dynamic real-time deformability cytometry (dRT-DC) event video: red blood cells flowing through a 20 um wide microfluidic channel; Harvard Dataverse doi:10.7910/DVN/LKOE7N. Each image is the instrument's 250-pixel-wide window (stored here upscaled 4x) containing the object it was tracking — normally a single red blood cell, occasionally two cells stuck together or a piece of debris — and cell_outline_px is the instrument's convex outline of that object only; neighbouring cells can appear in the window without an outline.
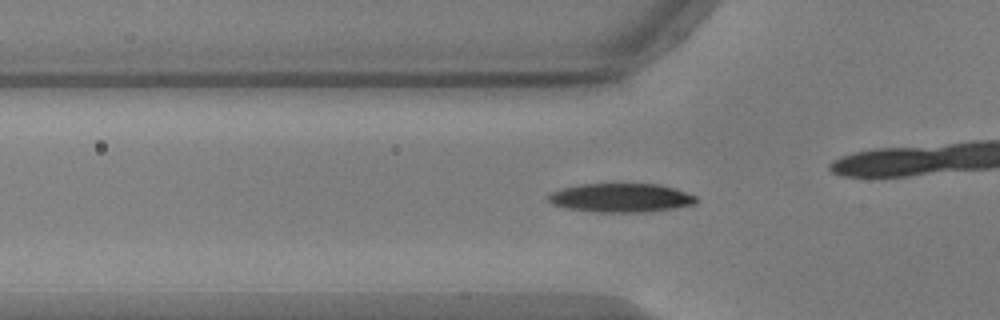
{"species": "common noctule bat (a hibernating species)", "species_latin": "Nyctalus noctula", "temperature_condition": "warm", "stored_images_in_passage": 30, "camera_frame_rate_fps": 3000, "um_per_image_px": 0.085, "animal": {"sex": "male", "body_mass_g": 17.9, "forearm_length_mm": 54.2}, "frame": {"image": 1, "passage_image": 4, "time_ms": 1.0, "image_size_px": [1000, 320], "cell_outline_px": [[696, 204], [672, 208], [644, 212], [600, 212], [568, 208], [552, 204], [544, 196], [548, 192], [560, 188], [580, 184], [660, 184], [696, 196]], "centroid_in_image_um": [52.69, 16.8], "position_along_channel_um": 73.1, "area_um2": 24.8}}
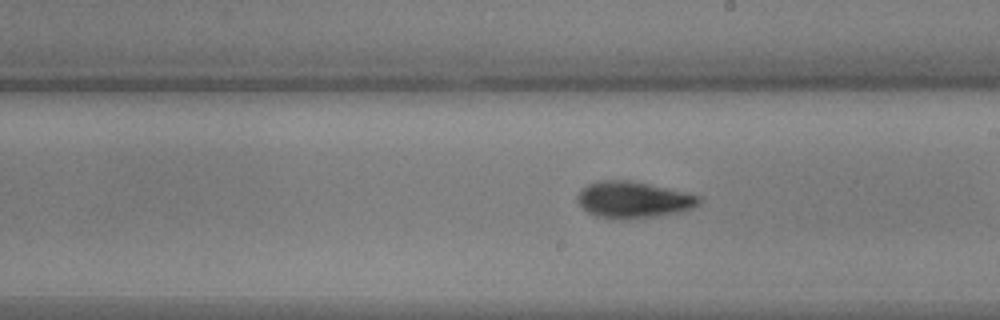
{"frame": {"image": 2, "passage_image": 17, "time_ms": 5.333, "image_size_px": [1000, 320], "cell_outline_px": [[700, 204], [692, 208], [676, 212], [652, 216], [596, 216], [588, 212], [580, 204], [576, 196], [588, 184], [600, 180], [632, 180], [700, 196]], "centroid_in_image_um": [53.83, 16.92], "position_along_channel_um": 235.2, "area_um2": 24.62}}
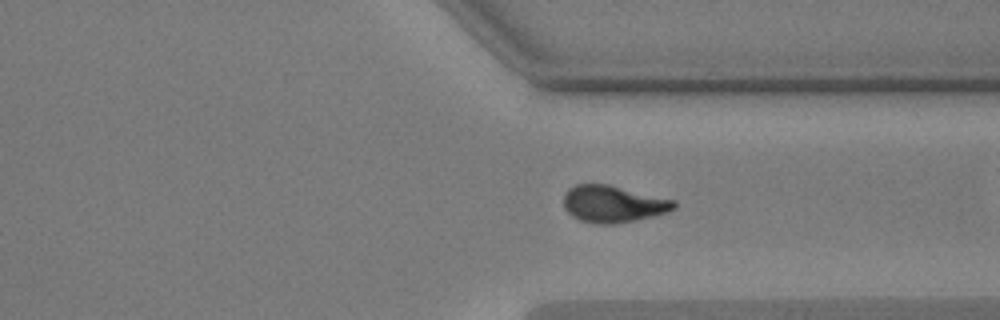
{"frame": {"image": 3, "passage_image": 27, "time_ms": 8.667, "image_size_px": [1000, 320], "cell_outline_px": [[676, 208], [668, 212], [636, 220], [616, 224], [600, 224], [580, 220], [572, 216], [564, 208], [564, 196], [568, 188], [576, 184], [608, 184], [676, 200]], "centroid_in_image_um": [52.13, 17.33], "position_along_channel_um": 359.3, "area_um2": 23.81}}